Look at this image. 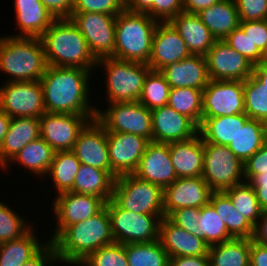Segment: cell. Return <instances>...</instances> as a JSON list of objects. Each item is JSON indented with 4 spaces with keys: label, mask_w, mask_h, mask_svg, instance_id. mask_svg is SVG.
Returning <instances> with one entry per match:
<instances>
[{
    "label": "cell",
    "mask_w": 267,
    "mask_h": 266,
    "mask_svg": "<svg viewBox=\"0 0 267 266\" xmlns=\"http://www.w3.org/2000/svg\"><path fill=\"white\" fill-rule=\"evenodd\" d=\"M40 39L49 66L96 69L98 60L70 18L55 19Z\"/></svg>",
    "instance_id": "obj_3"
},
{
    "label": "cell",
    "mask_w": 267,
    "mask_h": 266,
    "mask_svg": "<svg viewBox=\"0 0 267 266\" xmlns=\"http://www.w3.org/2000/svg\"><path fill=\"white\" fill-rule=\"evenodd\" d=\"M11 117L0 109V148L7 133Z\"/></svg>",
    "instance_id": "obj_62"
},
{
    "label": "cell",
    "mask_w": 267,
    "mask_h": 266,
    "mask_svg": "<svg viewBox=\"0 0 267 266\" xmlns=\"http://www.w3.org/2000/svg\"><path fill=\"white\" fill-rule=\"evenodd\" d=\"M191 54L186 43L174 26L168 22H158L152 42L148 66L160 71L169 63L181 61Z\"/></svg>",
    "instance_id": "obj_22"
},
{
    "label": "cell",
    "mask_w": 267,
    "mask_h": 266,
    "mask_svg": "<svg viewBox=\"0 0 267 266\" xmlns=\"http://www.w3.org/2000/svg\"><path fill=\"white\" fill-rule=\"evenodd\" d=\"M35 230L32 227L20 238L0 244V266H23L47 244L48 240L42 243Z\"/></svg>",
    "instance_id": "obj_33"
},
{
    "label": "cell",
    "mask_w": 267,
    "mask_h": 266,
    "mask_svg": "<svg viewBox=\"0 0 267 266\" xmlns=\"http://www.w3.org/2000/svg\"><path fill=\"white\" fill-rule=\"evenodd\" d=\"M198 224V236L210 246L233 239L229 235L224 222L210 203L201 207Z\"/></svg>",
    "instance_id": "obj_42"
},
{
    "label": "cell",
    "mask_w": 267,
    "mask_h": 266,
    "mask_svg": "<svg viewBox=\"0 0 267 266\" xmlns=\"http://www.w3.org/2000/svg\"><path fill=\"white\" fill-rule=\"evenodd\" d=\"M245 113L244 81L209 80L203 89L202 118Z\"/></svg>",
    "instance_id": "obj_15"
},
{
    "label": "cell",
    "mask_w": 267,
    "mask_h": 266,
    "mask_svg": "<svg viewBox=\"0 0 267 266\" xmlns=\"http://www.w3.org/2000/svg\"><path fill=\"white\" fill-rule=\"evenodd\" d=\"M220 0H183V11L197 14Z\"/></svg>",
    "instance_id": "obj_59"
},
{
    "label": "cell",
    "mask_w": 267,
    "mask_h": 266,
    "mask_svg": "<svg viewBox=\"0 0 267 266\" xmlns=\"http://www.w3.org/2000/svg\"><path fill=\"white\" fill-rule=\"evenodd\" d=\"M169 153L177 178L202 177L204 148L199 133L191 139L169 143Z\"/></svg>",
    "instance_id": "obj_25"
},
{
    "label": "cell",
    "mask_w": 267,
    "mask_h": 266,
    "mask_svg": "<svg viewBox=\"0 0 267 266\" xmlns=\"http://www.w3.org/2000/svg\"><path fill=\"white\" fill-rule=\"evenodd\" d=\"M250 266H267V246L254 242L251 238Z\"/></svg>",
    "instance_id": "obj_57"
},
{
    "label": "cell",
    "mask_w": 267,
    "mask_h": 266,
    "mask_svg": "<svg viewBox=\"0 0 267 266\" xmlns=\"http://www.w3.org/2000/svg\"><path fill=\"white\" fill-rule=\"evenodd\" d=\"M14 9L20 31L12 37L40 38L55 20L40 0H14Z\"/></svg>",
    "instance_id": "obj_26"
},
{
    "label": "cell",
    "mask_w": 267,
    "mask_h": 266,
    "mask_svg": "<svg viewBox=\"0 0 267 266\" xmlns=\"http://www.w3.org/2000/svg\"><path fill=\"white\" fill-rule=\"evenodd\" d=\"M251 239L233 238L211 245L208 257L209 266H250Z\"/></svg>",
    "instance_id": "obj_34"
},
{
    "label": "cell",
    "mask_w": 267,
    "mask_h": 266,
    "mask_svg": "<svg viewBox=\"0 0 267 266\" xmlns=\"http://www.w3.org/2000/svg\"><path fill=\"white\" fill-rule=\"evenodd\" d=\"M223 193L231 200L234 208L255 226L262 215L263 209L259 205L252 185L243 181Z\"/></svg>",
    "instance_id": "obj_40"
},
{
    "label": "cell",
    "mask_w": 267,
    "mask_h": 266,
    "mask_svg": "<svg viewBox=\"0 0 267 266\" xmlns=\"http://www.w3.org/2000/svg\"><path fill=\"white\" fill-rule=\"evenodd\" d=\"M264 126H265V134H266V138H267V120L264 122Z\"/></svg>",
    "instance_id": "obj_63"
},
{
    "label": "cell",
    "mask_w": 267,
    "mask_h": 266,
    "mask_svg": "<svg viewBox=\"0 0 267 266\" xmlns=\"http://www.w3.org/2000/svg\"><path fill=\"white\" fill-rule=\"evenodd\" d=\"M108 104L105 110L97 107L95 118L106 132L135 134L153 141L151 110L139 101Z\"/></svg>",
    "instance_id": "obj_10"
},
{
    "label": "cell",
    "mask_w": 267,
    "mask_h": 266,
    "mask_svg": "<svg viewBox=\"0 0 267 266\" xmlns=\"http://www.w3.org/2000/svg\"><path fill=\"white\" fill-rule=\"evenodd\" d=\"M133 174L142 180L160 186L163 190L171 185L177 176L171 163L169 143L150 141Z\"/></svg>",
    "instance_id": "obj_20"
},
{
    "label": "cell",
    "mask_w": 267,
    "mask_h": 266,
    "mask_svg": "<svg viewBox=\"0 0 267 266\" xmlns=\"http://www.w3.org/2000/svg\"><path fill=\"white\" fill-rule=\"evenodd\" d=\"M203 90L185 87L171 88L168 105L190 118L198 127L202 122Z\"/></svg>",
    "instance_id": "obj_39"
},
{
    "label": "cell",
    "mask_w": 267,
    "mask_h": 266,
    "mask_svg": "<svg viewBox=\"0 0 267 266\" xmlns=\"http://www.w3.org/2000/svg\"><path fill=\"white\" fill-rule=\"evenodd\" d=\"M70 19L97 60L114 54L116 15L83 12L72 13Z\"/></svg>",
    "instance_id": "obj_13"
},
{
    "label": "cell",
    "mask_w": 267,
    "mask_h": 266,
    "mask_svg": "<svg viewBox=\"0 0 267 266\" xmlns=\"http://www.w3.org/2000/svg\"><path fill=\"white\" fill-rule=\"evenodd\" d=\"M47 67L39 37H0V71L9 77L5 82L38 81Z\"/></svg>",
    "instance_id": "obj_4"
},
{
    "label": "cell",
    "mask_w": 267,
    "mask_h": 266,
    "mask_svg": "<svg viewBox=\"0 0 267 266\" xmlns=\"http://www.w3.org/2000/svg\"><path fill=\"white\" fill-rule=\"evenodd\" d=\"M40 137L39 118H11L0 148V168L3 169L28 143Z\"/></svg>",
    "instance_id": "obj_27"
},
{
    "label": "cell",
    "mask_w": 267,
    "mask_h": 266,
    "mask_svg": "<svg viewBox=\"0 0 267 266\" xmlns=\"http://www.w3.org/2000/svg\"><path fill=\"white\" fill-rule=\"evenodd\" d=\"M180 12H183V0H154L146 13L159 22H168Z\"/></svg>",
    "instance_id": "obj_50"
},
{
    "label": "cell",
    "mask_w": 267,
    "mask_h": 266,
    "mask_svg": "<svg viewBox=\"0 0 267 266\" xmlns=\"http://www.w3.org/2000/svg\"><path fill=\"white\" fill-rule=\"evenodd\" d=\"M178 31L191 55L206 56L216 39L197 14L180 12L169 21Z\"/></svg>",
    "instance_id": "obj_28"
},
{
    "label": "cell",
    "mask_w": 267,
    "mask_h": 266,
    "mask_svg": "<svg viewBox=\"0 0 267 266\" xmlns=\"http://www.w3.org/2000/svg\"><path fill=\"white\" fill-rule=\"evenodd\" d=\"M55 19L70 18L74 0H40Z\"/></svg>",
    "instance_id": "obj_54"
},
{
    "label": "cell",
    "mask_w": 267,
    "mask_h": 266,
    "mask_svg": "<svg viewBox=\"0 0 267 266\" xmlns=\"http://www.w3.org/2000/svg\"><path fill=\"white\" fill-rule=\"evenodd\" d=\"M91 74V70L79 67L48 65L40 79L46 112L96 115L98 104H92L89 100Z\"/></svg>",
    "instance_id": "obj_1"
},
{
    "label": "cell",
    "mask_w": 267,
    "mask_h": 266,
    "mask_svg": "<svg viewBox=\"0 0 267 266\" xmlns=\"http://www.w3.org/2000/svg\"><path fill=\"white\" fill-rule=\"evenodd\" d=\"M153 142L185 141L198 134V126L168 104L151 110Z\"/></svg>",
    "instance_id": "obj_21"
},
{
    "label": "cell",
    "mask_w": 267,
    "mask_h": 266,
    "mask_svg": "<svg viewBox=\"0 0 267 266\" xmlns=\"http://www.w3.org/2000/svg\"><path fill=\"white\" fill-rule=\"evenodd\" d=\"M264 61H267V50H266V52L264 53Z\"/></svg>",
    "instance_id": "obj_64"
},
{
    "label": "cell",
    "mask_w": 267,
    "mask_h": 266,
    "mask_svg": "<svg viewBox=\"0 0 267 266\" xmlns=\"http://www.w3.org/2000/svg\"><path fill=\"white\" fill-rule=\"evenodd\" d=\"M209 203L224 222L232 238H252L254 226L234 208L223 192H213Z\"/></svg>",
    "instance_id": "obj_36"
},
{
    "label": "cell",
    "mask_w": 267,
    "mask_h": 266,
    "mask_svg": "<svg viewBox=\"0 0 267 266\" xmlns=\"http://www.w3.org/2000/svg\"><path fill=\"white\" fill-rule=\"evenodd\" d=\"M110 161V172L116 177L124 174H133L150 142L143 136L106 132Z\"/></svg>",
    "instance_id": "obj_17"
},
{
    "label": "cell",
    "mask_w": 267,
    "mask_h": 266,
    "mask_svg": "<svg viewBox=\"0 0 267 266\" xmlns=\"http://www.w3.org/2000/svg\"><path fill=\"white\" fill-rule=\"evenodd\" d=\"M125 10V0H74L73 13H106L117 15Z\"/></svg>",
    "instance_id": "obj_47"
},
{
    "label": "cell",
    "mask_w": 267,
    "mask_h": 266,
    "mask_svg": "<svg viewBox=\"0 0 267 266\" xmlns=\"http://www.w3.org/2000/svg\"><path fill=\"white\" fill-rule=\"evenodd\" d=\"M54 153L53 148L39 137L22 148L2 171L8 172L11 164L15 163L31 174L44 178L48 174Z\"/></svg>",
    "instance_id": "obj_31"
},
{
    "label": "cell",
    "mask_w": 267,
    "mask_h": 266,
    "mask_svg": "<svg viewBox=\"0 0 267 266\" xmlns=\"http://www.w3.org/2000/svg\"><path fill=\"white\" fill-rule=\"evenodd\" d=\"M159 21L147 13L123 10L116 15L115 49L112 58L148 64L155 28Z\"/></svg>",
    "instance_id": "obj_5"
},
{
    "label": "cell",
    "mask_w": 267,
    "mask_h": 266,
    "mask_svg": "<svg viewBox=\"0 0 267 266\" xmlns=\"http://www.w3.org/2000/svg\"><path fill=\"white\" fill-rule=\"evenodd\" d=\"M267 140L264 122L249 118L228 145L235 156L245 163Z\"/></svg>",
    "instance_id": "obj_35"
},
{
    "label": "cell",
    "mask_w": 267,
    "mask_h": 266,
    "mask_svg": "<svg viewBox=\"0 0 267 266\" xmlns=\"http://www.w3.org/2000/svg\"><path fill=\"white\" fill-rule=\"evenodd\" d=\"M53 199L52 211L56 226L47 239L50 242H53L68 226L96 215L106 205L103 198L71 191L60 193Z\"/></svg>",
    "instance_id": "obj_11"
},
{
    "label": "cell",
    "mask_w": 267,
    "mask_h": 266,
    "mask_svg": "<svg viewBox=\"0 0 267 266\" xmlns=\"http://www.w3.org/2000/svg\"><path fill=\"white\" fill-rule=\"evenodd\" d=\"M80 165L81 162L72 151H57L54 153L46 178H51L54 188H56L55 191H57L55 195L70 191L73 188Z\"/></svg>",
    "instance_id": "obj_37"
},
{
    "label": "cell",
    "mask_w": 267,
    "mask_h": 266,
    "mask_svg": "<svg viewBox=\"0 0 267 266\" xmlns=\"http://www.w3.org/2000/svg\"><path fill=\"white\" fill-rule=\"evenodd\" d=\"M57 262L62 265L54 244L50 241L23 266H54ZM54 264V265H53Z\"/></svg>",
    "instance_id": "obj_53"
},
{
    "label": "cell",
    "mask_w": 267,
    "mask_h": 266,
    "mask_svg": "<svg viewBox=\"0 0 267 266\" xmlns=\"http://www.w3.org/2000/svg\"><path fill=\"white\" fill-rule=\"evenodd\" d=\"M239 26L249 36L253 45L264 54L267 50V19L239 22Z\"/></svg>",
    "instance_id": "obj_51"
},
{
    "label": "cell",
    "mask_w": 267,
    "mask_h": 266,
    "mask_svg": "<svg viewBox=\"0 0 267 266\" xmlns=\"http://www.w3.org/2000/svg\"><path fill=\"white\" fill-rule=\"evenodd\" d=\"M252 240L267 246V210H263L261 217L254 226Z\"/></svg>",
    "instance_id": "obj_58"
},
{
    "label": "cell",
    "mask_w": 267,
    "mask_h": 266,
    "mask_svg": "<svg viewBox=\"0 0 267 266\" xmlns=\"http://www.w3.org/2000/svg\"><path fill=\"white\" fill-rule=\"evenodd\" d=\"M244 109L249 118L267 120V88L253 74L244 81Z\"/></svg>",
    "instance_id": "obj_43"
},
{
    "label": "cell",
    "mask_w": 267,
    "mask_h": 266,
    "mask_svg": "<svg viewBox=\"0 0 267 266\" xmlns=\"http://www.w3.org/2000/svg\"><path fill=\"white\" fill-rule=\"evenodd\" d=\"M98 67L106 75V103L139 101L145 77L151 70L148 64L105 57L98 59Z\"/></svg>",
    "instance_id": "obj_6"
},
{
    "label": "cell",
    "mask_w": 267,
    "mask_h": 266,
    "mask_svg": "<svg viewBox=\"0 0 267 266\" xmlns=\"http://www.w3.org/2000/svg\"><path fill=\"white\" fill-rule=\"evenodd\" d=\"M212 193L202 177L177 178L164 189V216L180 208H201L209 204Z\"/></svg>",
    "instance_id": "obj_18"
},
{
    "label": "cell",
    "mask_w": 267,
    "mask_h": 266,
    "mask_svg": "<svg viewBox=\"0 0 267 266\" xmlns=\"http://www.w3.org/2000/svg\"><path fill=\"white\" fill-rule=\"evenodd\" d=\"M111 220V233L116 243H147L159 239V226L164 215L134 213L120 208L112 199L106 202Z\"/></svg>",
    "instance_id": "obj_8"
},
{
    "label": "cell",
    "mask_w": 267,
    "mask_h": 266,
    "mask_svg": "<svg viewBox=\"0 0 267 266\" xmlns=\"http://www.w3.org/2000/svg\"><path fill=\"white\" fill-rule=\"evenodd\" d=\"M72 152L82 164L110 172L106 130L96 119L80 131Z\"/></svg>",
    "instance_id": "obj_19"
},
{
    "label": "cell",
    "mask_w": 267,
    "mask_h": 266,
    "mask_svg": "<svg viewBox=\"0 0 267 266\" xmlns=\"http://www.w3.org/2000/svg\"><path fill=\"white\" fill-rule=\"evenodd\" d=\"M263 210H267V172L257 174L250 182Z\"/></svg>",
    "instance_id": "obj_55"
},
{
    "label": "cell",
    "mask_w": 267,
    "mask_h": 266,
    "mask_svg": "<svg viewBox=\"0 0 267 266\" xmlns=\"http://www.w3.org/2000/svg\"><path fill=\"white\" fill-rule=\"evenodd\" d=\"M24 218L0 199V244L20 238L33 227V222Z\"/></svg>",
    "instance_id": "obj_44"
},
{
    "label": "cell",
    "mask_w": 267,
    "mask_h": 266,
    "mask_svg": "<svg viewBox=\"0 0 267 266\" xmlns=\"http://www.w3.org/2000/svg\"><path fill=\"white\" fill-rule=\"evenodd\" d=\"M253 75L267 88V61L254 65Z\"/></svg>",
    "instance_id": "obj_61"
},
{
    "label": "cell",
    "mask_w": 267,
    "mask_h": 266,
    "mask_svg": "<svg viewBox=\"0 0 267 266\" xmlns=\"http://www.w3.org/2000/svg\"><path fill=\"white\" fill-rule=\"evenodd\" d=\"M239 21L267 19V0H235Z\"/></svg>",
    "instance_id": "obj_49"
},
{
    "label": "cell",
    "mask_w": 267,
    "mask_h": 266,
    "mask_svg": "<svg viewBox=\"0 0 267 266\" xmlns=\"http://www.w3.org/2000/svg\"><path fill=\"white\" fill-rule=\"evenodd\" d=\"M267 172V140L263 146L244 163V179L250 182L257 174Z\"/></svg>",
    "instance_id": "obj_52"
},
{
    "label": "cell",
    "mask_w": 267,
    "mask_h": 266,
    "mask_svg": "<svg viewBox=\"0 0 267 266\" xmlns=\"http://www.w3.org/2000/svg\"><path fill=\"white\" fill-rule=\"evenodd\" d=\"M169 266H209L208 255L169 258Z\"/></svg>",
    "instance_id": "obj_56"
},
{
    "label": "cell",
    "mask_w": 267,
    "mask_h": 266,
    "mask_svg": "<svg viewBox=\"0 0 267 266\" xmlns=\"http://www.w3.org/2000/svg\"><path fill=\"white\" fill-rule=\"evenodd\" d=\"M169 258L208 255L210 245L198 235H192L163 217L159 226V239Z\"/></svg>",
    "instance_id": "obj_23"
},
{
    "label": "cell",
    "mask_w": 267,
    "mask_h": 266,
    "mask_svg": "<svg viewBox=\"0 0 267 266\" xmlns=\"http://www.w3.org/2000/svg\"><path fill=\"white\" fill-rule=\"evenodd\" d=\"M2 84L0 87V109L11 118H40L46 112L40 80L3 82Z\"/></svg>",
    "instance_id": "obj_12"
},
{
    "label": "cell",
    "mask_w": 267,
    "mask_h": 266,
    "mask_svg": "<svg viewBox=\"0 0 267 266\" xmlns=\"http://www.w3.org/2000/svg\"><path fill=\"white\" fill-rule=\"evenodd\" d=\"M202 178L213 192H224L244 179V163L228 146L203 141Z\"/></svg>",
    "instance_id": "obj_9"
},
{
    "label": "cell",
    "mask_w": 267,
    "mask_h": 266,
    "mask_svg": "<svg viewBox=\"0 0 267 266\" xmlns=\"http://www.w3.org/2000/svg\"><path fill=\"white\" fill-rule=\"evenodd\" d=\"M164 190L134 174H124L115 179L112 200L120 207L134 213L164 215Z\"/></svg>",
    "instance_id": "obj_7"
},
{
    "label": "cell",
    "mask_w": 267,
    "mask_h": 266,
    "mask_svg": "<svg viewBox=\"0 0 267 266\" xmlns=\"http://www.w3.org/2000/svg\"><path fill=\"white\" fill-rule=\"evenodd\" d=\"M197 15L216 40H223L240 22L235 0H220Z\"/></svg>",
    "instance_id": "obj_29"
},
{
    "label": "cell",
    "mask_w": 267,
    "mask_h": 266,
    "mask_svg": "<svg viewBox=\"0 0 267 266\" xmlns=\"http://www.w3.org/2000/svg\"><path fill=\"white\" fill-rule=\"evenodd\" d=\"M78 266H128L124 244L112 243L93 251Z\"/></svg>",
    "instance_id": "obj_45"
},
{
    "label": "cell",
    "mask_w": 267,
    "mask_h": 266,
    "mask_svg": "<svg viewBox=\"0 0 267 266\" xmlns=\"http://www.w3.org/2000/svg\"><path fill=\"white\" fill-rule=\"evenodd\" d=\"M112 172L82 164L75 176L71 192L94 195L106 202L112 199L115 179Z\"/></svg>",
    "instance_id": "obj_30"
},
{
    "label": "cell",
    "mask_w": 267,
    "mask_h": 266,
    "mask_svg": "<svg viewBox=\"0 0 267 266\" xmlns=\"http://www.w3.org/2000/svg\"><path fill=\"white\" fill-rule=\"evenodd\" d=\"M96 115L57 114L45 112L39 118L40 137L55 152L72 151L78 134Z\"/></svg>",
    "instance_id": "obj_14"
},
{
    "label": "cell",
    "mask_w": 267,
    "mask_h": 266,
    "mask_svg": "<svg viewBox=\"0 0 267 266\" xmlns=\"http://www.w3.org/2000/svg\"><path fill=\"white\" fill-rule=\"evenodd\" d=\"M114 242L105 206L96 215L68 226L52 243L65 266H78L93 251Z\"/></svg>",
    "instance_id": "obj_2"
},
{
    "label": "cell",
    "mask_w": 267,
    "mask_h": 266,
    "mask_svg": "<svg viewBox=\"0 0 267 266\" xmlns=\"http://www.w3.org/2000/svg\"><path fill=\"white\" fill-rule=\"evenodd\" d=\"M201 208L186 207L172 211L167 218L176 226L183 228L192 235H198V219Z\"/></svg>",
    "instance_id": "obj_48"
},
{
    "label": "cell",
    "mask_w": 267,
    "mask_h": 266,
    "mask_svg": "<svg viewBox=\"0 0 267 266\" xmlns=\"http://www.w3.org/2000/svg\"><path fill=\"white\" fill-rule=\"evenodd\" d=\"M128 266H169V256L160 241L124 244Z\"/></svg>",
    "instance_id": "obj_38"
},
{
    "label": "cell",
    "mask_w": 267,
    "mask_h": 266,
    "mask_svg": "<svg viewBox=\"0 0 267 266\" xmlns=\"http://www.w3.org/2000/svg\"><path fill=\"white\" fill-rule=\"evenodd\" d=\"M160 72L170 88L190 87L203 90L210 80L206 58L200 55H190L181 61L169 63Z\"/></svg>",
    "instance_id": "obj_24"
},
{
    "label": "cell",
    "mask_w": 267,
    "mask_h": 266,
    "mask_svg": "<svg viewBox=\"0 0 267 266\" xmlns=\"http://www.w3.org/2000/svg\"><path fill=\"white\" fill-rule=\"evenodd\" d=\"M223 40L254 65L260 64L264 60V54L253 45L249 36H247L240 26L234 29Z\"/></svg>",
    "instance_id": "obj_46"
},
{
    "label": "cell",
    "mask_w": 267,
    "mask_h": 266,
    "mask_svg": "<svg viewBox=\"0 0 267 266\" xmlns=\"http://www.w3.org/2000/svg\"><path fill=\"white\" fill-rule=\"evenodd\" d=\"M170 85L160 71L150 70L145 77L139 103L149 110L168 104Z\"/></svg>",
    "instance_id": "obj_41"
},
{
    "label": "cell",
    "mask_w": 267,
    "mask_h": 266,
    "mask_svg": "<svg viewBox=\"0 0 267 266\" xmlns=\"http://www.w3.org/2000/svg\"><path fill=\"white\" fill-rule=\"evenodd\" d=\"M205 58L210 80L245 81L254 71V64L224 40H216Z\"/></svg>",
    "instance_id": "obj_16"
},
{
    "label": "cell",
    "mask_w": 267,
    "mask_h": 266,
    "mask_svg": "<svg viewBox=\"0 0 267 266\" xmlns=\"http://www.w3.org/2000/svg\"><path fill=\"white\" fill-rule=\"evenodd\" d=\"M154 0H125V9L131 12L146 13Z\"/></svg>",
    "instance_id": "obj_60"
},
{
    "label": "cell",
    "mask_w": 267,
    "mask_h": 266,
    "mask_svg": "<svg viewBox=\"0 0 267 266\" xmlns=\"http://www.w3.org/2000/svg\"><path fill=\"white\" fill-rule=\"evenodd\" d=\"M248 119L245 113L202 118L198 133L203 141L228 146L235 138L240 126H244Z\"/></svg>",
    "instance_id": "obj_32"
}]
</instances>
